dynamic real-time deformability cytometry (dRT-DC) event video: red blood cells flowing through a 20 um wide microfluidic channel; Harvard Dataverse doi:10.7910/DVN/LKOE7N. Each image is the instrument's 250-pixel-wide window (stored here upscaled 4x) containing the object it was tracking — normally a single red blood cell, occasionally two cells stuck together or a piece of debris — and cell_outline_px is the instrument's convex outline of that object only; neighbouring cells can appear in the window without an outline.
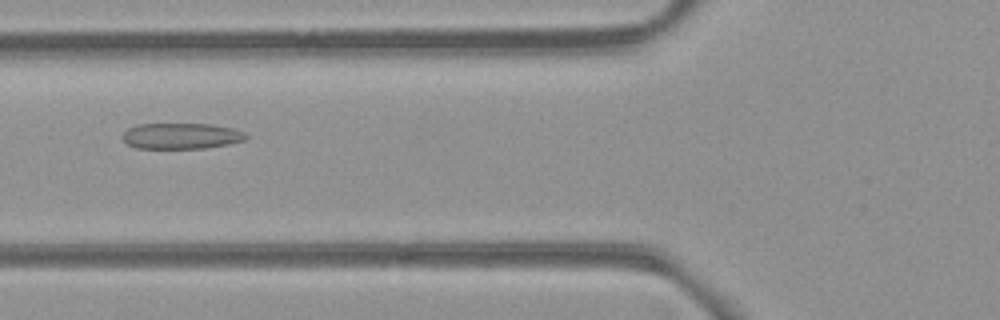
{"species": "common noctule bat (a hibernating species)", "species_latin": "Nyctalus noctula", "temperature_condition": "room temperature", "stored_images_in_passage": 3, "camera_frame_rate_fps": 3000, "um_per_image_px": 0.085, "animal": {"sex": "female", "body_mass_g": 21.9}, "frame": {"image": 1, "passage_image": 2, "time_ms": 1.333, "image_size_px": [1000, 320], "cell_outline_px": [[248, 136], [244, 140], [228, 144], [204, 148], [136, 148], [128, 144], [120, 136], [128, 128], [136, 124], [212, 124], [232, 128], [244, 132]], "centroid_in_image_um": [15.38, 11.55], "position_along_channel_um": 110.4, "area_um2": 18.61}}
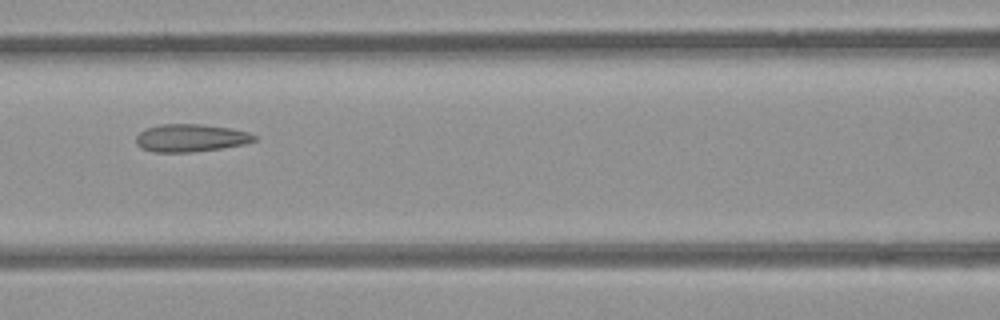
{"frame": {"image": 2, "passage_image": 3, "time_ms": 2.333, "image_size_px": [1000, 320], "cell_outline_px": [[256, 140], [244, 144], [220, 148], [192, 152], [152, 152], [140, 148], [136, 144], [136, 136], [140, 132], [148, 128], [160, 124], [200, 124], [228, 128], [248, 132], [256, 136]], "centroid_in_image_um": [16.17, 11.73], "position_along_channel_um": 150.4, "area_um2": 18.96}}